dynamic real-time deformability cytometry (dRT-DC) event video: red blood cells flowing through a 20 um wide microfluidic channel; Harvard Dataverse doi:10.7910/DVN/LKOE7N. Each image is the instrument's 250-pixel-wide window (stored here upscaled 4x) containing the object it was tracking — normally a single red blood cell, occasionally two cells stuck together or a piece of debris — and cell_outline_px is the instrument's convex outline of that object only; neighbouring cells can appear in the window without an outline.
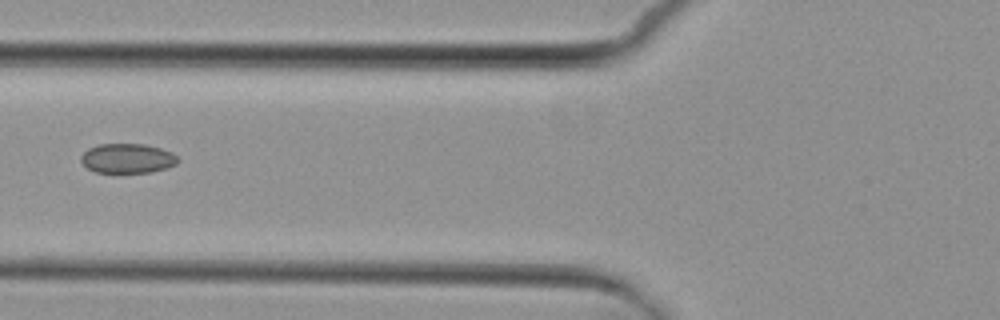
{"species": "common noctule bat (a hibernating species)", "species_latin": "Nyctalus noctula", "temperature_condition": "cold", "stored_images_in_passage": 7, "camera_frame_rate_fps": 3000, "um_per_image_px": 0.085, "animal": {"sex": "female", "body_mass_g": 29.2, "forearm_length_mm": 56.3}, "frame": {"image": 1, "passage_image": 6, "time_ms": 6.667, "image_size_px": [1000, 320], "cell_outline_px": [[180, 160], [176, 164], [168, 168], [152, 172], [96, 172], [88, 168], [80, 160], [80, 156], [88, 148], [100, 144], [144, 144], [160, 148], [172, 152]], "centroid_in_image_um": [10.85, 13.46], "position_along_channel_um": 114.9, "area_um2": 16.7}}
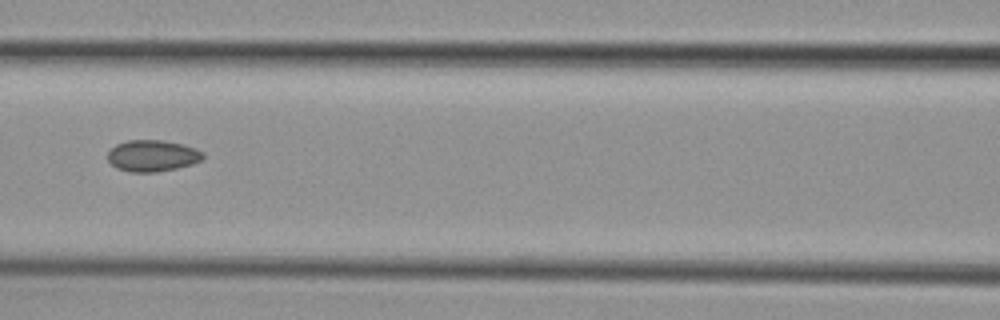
{"frame": {"image": 2, "passage_image": 7, "time_ms": 7.667, "image_size_px": [1000, 320], "cell_outline_px": [[204, 156], [200, 160], [192, 164], [176, 168], [156, 172], [128, 172], [116, 168], [108, 160], [108, 152], [116, 144], [128, 140], [160, 140], [184, 144], [196, 148], [204, 152]], "centroid_in_image_um": [12.96, 13.24], "position_along_channel_um": 153.6, "area_um2": 17.51}}